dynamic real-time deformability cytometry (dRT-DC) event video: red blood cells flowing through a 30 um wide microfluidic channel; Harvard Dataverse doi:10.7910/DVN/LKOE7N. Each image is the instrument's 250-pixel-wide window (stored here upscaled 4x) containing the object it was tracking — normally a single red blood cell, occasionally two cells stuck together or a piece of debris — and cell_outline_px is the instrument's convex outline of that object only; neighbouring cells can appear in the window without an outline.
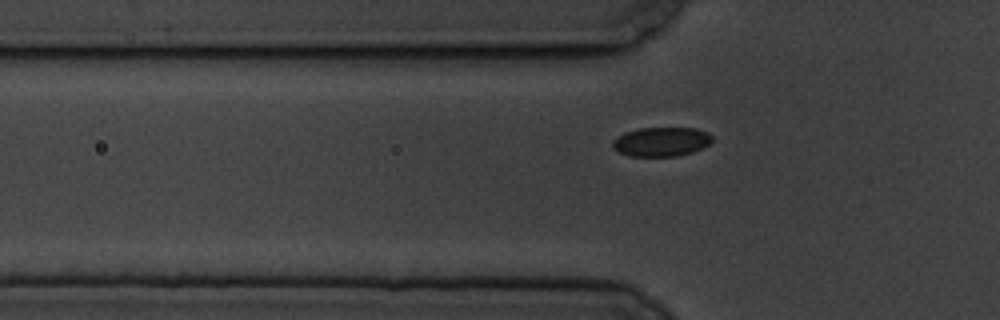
{"species": "common noctule bat (a hibernating species)", "species_latin": "Nyctalus noctula", "temperature_condition": "cold", "stored_images_in_passage": 39, "camera_frame_rate_fps": 3000, "um_per_image_px": 0.085, "animal": {"sex": "male", "body_mass_g": 19.5, "forearm_length_mm": 54.6}, "frame": {"image": 1, "passage_image": 3, "time_ms": 0.667, "image_size_px": [1000, 320], "cell_outline_px": [[712, 140], [708, 144], [692, 152], [676, 156], [628, 156], [612, 148], [612, 140], [624, 132], [640, 128], [696, 128], [708, 132], [712, 136]], "centroid_in_image_um": [56.18, 12.04], "position_along_channel_um": 69.6, "area_um2": 16.94}}
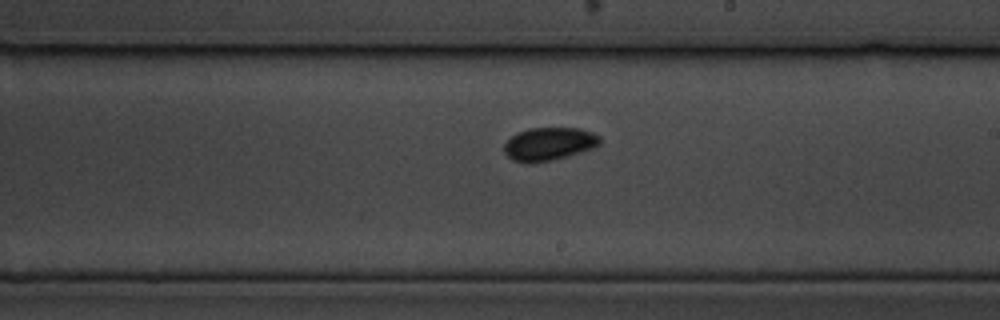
{"frame": {"image": 2, "passage_image": 18, "time_ms": 5.667, "image_size_px": [1000, 320], "cell_outline_px": [[600, 144], [592, 148], [552, 160], [528, 164], [524, 164], [512, 160], [504, 152], [504, 144], [516, 132], [528, 128], [580, 128], [592, 132], [600, 136]], "centroid_in_image_um": [46.62, 12.23], "position_along_channel_um": 242.4, "area_um2": 18.5}}
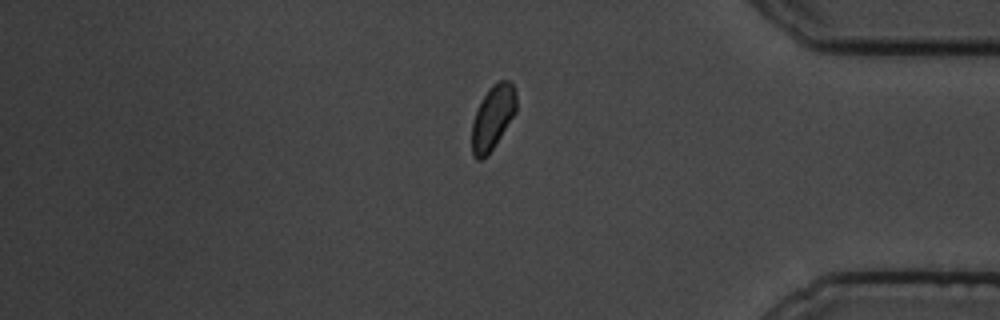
{"frame": {"image": 3, "passage_image": 33, "time_ms": 10.667, "image_size_px": [1000, 320], "cell_outline_px": [[516, 112], [492, 148], [480, 160], [476, 160], [472, 156], [472, 124], [476, 112], [484, 96], [492, 84], [496, 80], [508, 80], [512, 84], [516, 92]], "centroid_in_image_um": [41.89, 9.95], "position_along_channel_um": 393.3, "area_um2": 16.24}}